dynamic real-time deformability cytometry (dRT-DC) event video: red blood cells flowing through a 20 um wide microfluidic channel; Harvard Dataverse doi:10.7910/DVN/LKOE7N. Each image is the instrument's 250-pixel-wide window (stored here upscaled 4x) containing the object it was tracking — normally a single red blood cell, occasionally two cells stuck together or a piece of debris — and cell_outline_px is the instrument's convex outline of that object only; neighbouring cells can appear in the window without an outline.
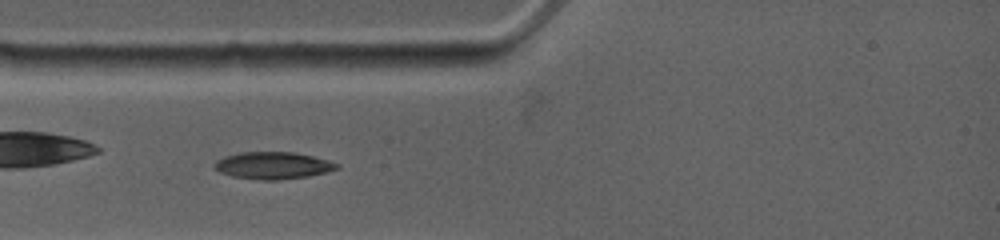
{"species": "common noctule bat (a hibernating species)", "species_latin": "Nyctalus noctula", "temperature_condition": "warm", "stored_images_in_passage": 29, "camera_frame_rate_fps": 4500, "um_per_image_px": 0.085, "animal": {"sex": "female", "body_mass_g": 19.0, "forearm_length_mm": 53.3}, "frame": {"image": 1, "passage_image": 7, "time_ms": 2.444, "image_size_px": [1000, 240], "cell_outline_px": [[340, 168], [308, 176], [276, 180], [260, 180], [232, 176], [220, 172], [212, 164], [216, 160], [224, 156], [240, 152], [296, 152], [328, 160], [340, 164]], "centroid_in_image_um": [23.19, 14.06], "position_along_channel_um": 61.8, "area_um2": 19.31}}
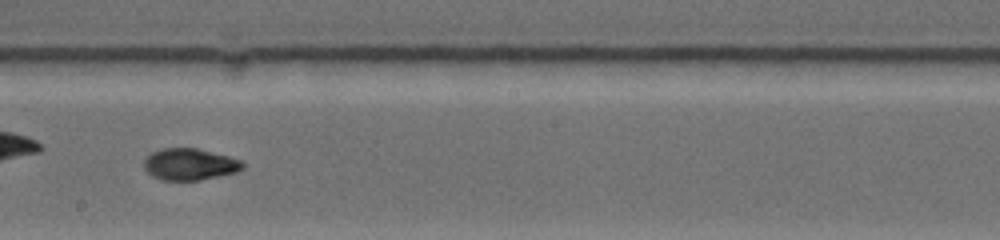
{"frame": {"image": 2, "passage_image": 17, "time_ms": 6.889, "image_size_px": [1000, 240], "cell_outline_px": [[244, 168], [236, 172], [220, 176], [200, 180], [160, 180], [152, 176], [144, 168], [144, 160], [152, 152], [164, 148], [196, 148], [228, 156], [240, 160], [244, 164]], "centroid_in_image_um": [16.12, 13.97], "position_along_channel_um": 232.1, "area_um2": 18.15}}
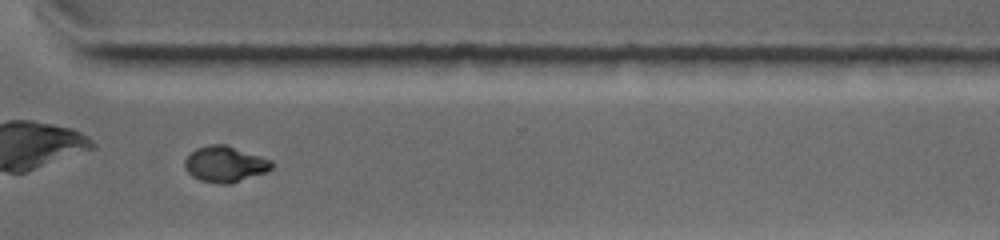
{"frame": {"image": 3, "passage_image": 24, "time_ms": 10.0, "image_size_px": [1000, 240], "cell_outline_px": [[272, 168], [268, 172], [232, 184], [220, 184], [200, 180], [192, 176], [188, 172], [184, 164], [184, 160], [196, 148], [208, 144], [228, 144], [272, 160]], "centroid_in_image_um": [19.16, 13.95], "position_along_channel_um": 351.4, "area_um2": 18.5}, "authors_computed_cell_mechanics": {"area_um2": 18.3226, "velocity_mm_per_s": 3.8314, "shape_relaxation_time_tau1_ms": null, "shape_relaxation_time_tau2_ms": 0.6446, "deformation_change_tau1": null, "deformation_change_tau2": 0.0356}}